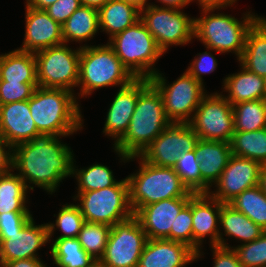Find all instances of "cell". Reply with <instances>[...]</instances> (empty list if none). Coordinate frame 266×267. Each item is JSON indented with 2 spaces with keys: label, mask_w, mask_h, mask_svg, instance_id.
Here are the masks:
<instances>
[{
  "label": "cell",
  "mask_w": 266,
  "mask_h": 267,
  "mask_svg": "<svg viewBox=\"0 0 266 267\" xmlns=\"http://www.w3.org/2000/svg\"><path fill=\"white\" fill-rule=\"evenodd\" d=\"M60 136L39 134L13 148V169L31 191L33 186L55 193L63 179L72 176L74 155ZM60 140V141H59ZM29 183V185H28Z\"/></svg>",
  "instance_id": "6da1fadb"
},
{
  "label": "cell",
  "mask_w": 266,
  "mask_h": 267,
  "mask_svg": "<svg viewBox=\"0 0 266 267\" xmlns=\"http://www.w3.org/2000/svg\"><path fill=\"white\" fill-rule=\"evenodd\" d=\"M172 122L167 118L159 91L147 78H138V100L125 135L114 144L121 160L140 155Z\"/></svg>",
  "instance_id": "7a4b0ae2"
},
{
  "label": "cell",
  "mask_w": 266,
  "mask_h": 267,
  "mask_svg": "<svg viewBox=\"0 0 266 267\" xmlns=\"http://www.w3.org/2000/svg\"><path fill=\"white\" fill-rule=\"evenodd\" d=\"M28 101L40 134L65 137L83 128L80 106L71 91L38 86Z\"/></svg>",
  "instance_id": "3957f363"
},
{
  "label": "cell",
  "mask_w": 266,
  "mask_h": 267,
  "mask_svg": "<svg viewBox=\"0 0 266 267\" xmlns=\"http://www.w3.org/2000/svg\"><path fill=\"white\" fill-rule=\"evenodd\" d=\"M139 158V171L127 178L129 186V201L133 213L139 208L165 199L191 197L194 193L182 182V179L172 167L152 165L139 155L129 157V160Z\"/></svg>",
  "instance_id": "277c9868"
},
{
  "label": "cell",
  "mask_w": 266,
  "mask_h": 267,
  "mask_svg": "<svg viewBox=\"0 0 266 267\" xmlns=\"http://www.w3.org/2000/svg\"><path fill=\"white\" fill-rule=\"evenodd\" d=\"M214 11L202 10L203 16L195 18L194 38L199 39L208 50L232 52L239 60L245 48L247 32L261 16L249 11L239 21L230 14H216Z\"/></svg>",
  "instance_id": "5b68a950"
},
{
  "label": "cell",
  "mask_w": 266,
  "mask_h": 267,
  "mask_svg": "<svg viewBox=\"0 0 266 267\" xmlns=\"http://www.w3.org/2000/svg\"><path fill=\"white\" fill-rule=\"evenodd\" d=\"M79 94L87 97L94 90L108 87H124L136 79L116 56L107 43L98 46H80ZM81 85V86H80Z\"/></svg>",
  "instance_id": "8992f818"
},
{
  "label": "cell",
  "mask_w": 266,
  "mask_h": 267,
  "mask_svg": "<svg viewBox=\"0 0 266 267\" xmlns=\"http://www.w3.org/2000/svg\"><path fill=\"white\" fill-rule=\"evenodd\" d=\"M107 43L135 78L150 79L158 72L154 68L155 62L164 53L141 20L114 35Z\"/></svg>",
  "instance_id": "52a82bcc"
},
{
  "label": "cell",
  "mask_w": 266,
  "mask_h": 267,
  "mask_svg": "<svg viewBox=\"0 0 266 267\" xmlns=\"http://www.w3.org/2000/svg\"><path fill=\"white\" fill-rule=\"evenodd\" d=\"M75 196L74 200L80 202L77 205L86 222L112 227L134 215L129 201L127 178L118 181L114 186L77 193Z\"/></svg>",
  "instance_id": "ba28073f"
},
{
  "label": "cell",
  "mask_w": 266,
  "mask_h": 267,
  "mask_svg": "<svg viewBox=\"0 0 266 267\" xmlns=\"http://www.w3.org/2000/svg\"><path fill=\"white\" fill-rule=\"evenodd\" d=\"M149 81L159 91L165 114L172 123H188L206 95L204 85L187 71L171 84L159 70Z\"/></svg>",
  "instance_id": "9c48e42d"
},
{
  "label": "cell",
  "mask_w": 266,
  "mask_h": 267,
  "mask_svg": "<svg viewBox=\"0 0 266 267\" xmlns=\"http://www.w3.org/2000/svg\"><path fill=\"white\" fill-rule=\"evenodd\" d=\"M81 47L72 50L63 43L35 52L39 87L74 92L79 81Z\"/></svg>",
  "instance_id": "30bf717a"
},
{
  "label": "cell",
  "mask_w": 266,
  "mask_h": 267,
  "mask_svg": "<svg viewBox=\"0 0 266 267\" xmlns=\"http://www.w3.org/2000/svg\"><path fill=\"white\" fill-rule=\"evenodd\" d=\"M140 20L163 53L169 46L184 45L194 38L195 18H190L179 9L150 4L140 11Z\"/></svg>",
  "instance_id": "8fae6325"
},
{
  "label": "cell",
  "mask_w": 266,
  "mask_h": 267,
  "mask_svg": "<svg viewBox=\"0 0 266 267\" xmlns=\"http://www.w3.org/2000/svg\"><path fill=\"white\" fill-rule=\"evenodd\" d=\"M188 124L198 139L230 143L235 132L233 106L224 94H206Z\"/></svg>",
  "instance_id": "7c38bea8"
},
{
  "label": "cell",
  "mask_w": 266,
  "mask_h": 267,
  "mask_svg": "<svg viewBox=\"0 0 266 267\" xmlns=\"http://www.w3.org/2000/svg\"><path fill=\"white\" fill-rule=\"evenodd\" d=\"M138 219L132 217L111 227L105 253L99 260L102 267H137L147 241Z\"/></svg>",
  "instance_id": "4fadbf2b"
},
{
  "label": "cell",
  "mask_w": 266,
  "mask_h": 267,
  "mask_svg": "<svg viewBox=\"0 0 266 267\" xmlns=\"http://www.w3.org/2000/svg\"><path fill=\"white\" fill-rule=\"evenodd\" d=\"M197 141L188 123H171L139 156L152 165L174 168L179 156L193 151Z\"/></svg>",
  "instance_id": "5bb4252c"
},
{
  "label": "cell",
  "mask_w": 266,
  "mask_h": 267,
  "mask_svg": "<svg viewBox=\"0 0 266 267\" xmlns=\"http://www.w3.org/2000/svg\"><path fill=\"white\" fill-rule=\"evenodd\" d=\"M222 204L209 193H194L191 196L193 250L197 253V260L202 256L203 252L200 251L206 236H210V246L229 248L219 226Z\"/></svg>",
  "instance_id": "9a60e30c"
},
{
  "label": "cell",
  "mask_w": 266,
  "mask_h": 267,
  "mask_svg": "<svg viewBox=\"0 0 266 267\" xmlns=\"http://www.w3.org/2000/svg\"><path fill=\"white\" fill-rule=\"evenodd\" d=\"M262 164L258 161L232 155L219 180L215 191L208 193L223 204H228L246 189L259 184Z\"/></svg>",
  "instance_id": "2e32d148"
},
{
  "label": "cell",
  "mask_w": 266,
  "mask_h": 267,
  "mask_svg": "<svg viewBox=\"0 0 266 267\" xmlns=\"http://www.w3.org/2000/svg\"><path fill=\"white\" fill-rule=\"evenodd\" d=\"M49 242L47 224L35 225L32 218L20 231L0 234V266L9 261L39 258L36 251Z\"/></svg>",
  "instance_id": "e0dca14e"
},
{
  "label": "cell",
  "mask_w": 266,
  "mask_h": 267,
  "mask_svg": "<svg viewBox=\"0 0 266 267\" xmlns=\"http://www.w3.org/2000/svg\"><path fill=\"white\" fill-rule=\"evenodd\" d=\"M190 197L165 199L139 208L134 216L146 233L147 239L170 240L171 228Z\"/></svg>",
  "instance_id": "ac0fdd59"
},
{
  "label": "cell",
  "mask_w": 266,
  "mask_h": 267,
  "mask_svg": "<svg viewBox=\"0 0 266 267\" xmlns=\"http://www.w3.org/2000/svg\"><path fill=\"white\" fill-rule=\"evenodd\" d=\"M26 6L25 36L18 50L35 53L64 43L62 26L55 22L45 10Z\"/></svg>",
  "instance_id": "d6986e66"
},
{
  "label": "cell",
  "mask_w": 266,
  "mask_h": 267,
  "mask_svg": "<svg viewBox=\"0 0 266 267\" xmlns=\"http://www.w3.org/2000/svg\"><path fill=\"white\" fill-rule=\"evenodd\" d=\"M39 134L28 100L0 105V136L12 148L31 141Z\"/></svg>",
  "instance_id": "ffe728a7"
},
{
  "label": "cell",
  "mask_w": 266,
  "mask_h": 267,
  "mask_svg": "<svg viewBox=\"0 0 266 267\" xmlns=\"http://www.w3.org/2000/svg\"><path fill=\"white\" fill-rule=\"evenodd\" d=\"M197 253L184 243L167 239H148L137 267H186Z\"/></svg>",
  "instance_id": "44dd1931"
},
{
  "label": "cell",
  "mask_w": 266,
  "mask_h": 267,
  "mask_svg": "<svg viewBox=\"0 0 266 267\" xmlns=\"http://www.w3.org/2000/svg\"><path fill=\"white\" fill-rule=\"evenodd\" d=\"M201 171V193H208L227 166L232 150L230 143L198 139L195 145Z\"/></svg>",
  "instance_id": "7402d4cb"
},
{
  "label": "cell",
  "mask_w": 266,
  "mask_h": 267,
  "mask_svg": "<svg viewBox=\"0 0 266 267\" xmlns=\"http://www.w3.org/2000/svg\"><path fill=\"white\" fill-rule=\"evenodd\" d=\"M138 100V78L121 87L108 109L103 133L116 144L128 130Z\"/></svg>",
  "instance_id": "603a6c76"
},
{
  "label": "cell",
  "mask_w": 266,
  "mask_h": 267,
  "mask_svg": "<svg viewBox=\"0 0 266 267\" xmlns=\"http://www.w3.org/2000/svg\"><path fill=\"white\" fill-rule=\"evenodd\" d=\"M241 71L232 75H228L223 80V89L228 92V96H224L231 105L266 99V78L254 74L242 65Z\"/></svg>",
  "instance_id": "cb8c5ba5"
},
{
  "label": "cell",
  "mask_w": 266,
  "mask_h": 267,
  "mask_svg": "<svg viewBox=\"0 0 266 267\" xmlns=\"http://www.w3.org/2000/svg\"><path fill=\"white\" fill-rule=\"evenodd\" d=\"M248 71L266 78V18L260 17L248 30L245 48L238 60Z\"/></svg>",
  "instance_id": "d4e9b609"
},
{
  "label": "cell",
  "mask_w": 266,
  "mask_h": 267,
  "mask_svg": "<svg viewBox=\"0 0 266 267\" xmlns=\"http://www.w3.org/2000/svg\"><path fill=\"white\" fill-rule=\"evenodd\" d=\"M0 81L38 83L34 53L13 50L0 55Z\"/></svg>",
  "instance_id": "484cf974"
},
{
  "label": "cell",
  "mask_w": 266,
  "mask_h": 267,
  "mask_svg": "<svg viewBox=\"0 0 266 267\" xmlns=\"http://www.w3.org/2000/svg\"><path fill=\"white\" fill-rule=\"evenodd\" d=\"M98 12L99 29L110 35L109 39L140 20V10L125 0H109Z\"/></svg>",
  "instance_id": "4316f807"
},
{
  "label": "cell",
  "mask_w": 266,
  "mask_h": 267,
  "mask_svg": "<svg viewBox=\"0 0 266 267\" xmlns=\"http://www.w3.org/2000/svg\"><path fill=\"white\" fill-rule=\"evenodd\" d=\"M61 28L65 44L69 41L83 43V41L91 40L100 30L98 9L88 6L79 7Z\"/></svg>",
  "instance_id": "83f0119b"
},
{
  "label": "cell",
  "mask_w": 266,
  "mask_h": 267,
  "mask_svg": "<svg viewBox=\"0 0 266 267\" xmlns=\"http://www.w3.org/2000/svg\"><path fill=\"white\" fill-rule=\"evenodd\" d=\"M219 226L223 229L225 236L238 239L243 242L242 244L257 239L265 232L259 225L229 204H222Z\"/></svg>",
  "instance_id": "f1b7e54d"
},
{
  "label": "cell",
  "mask_w": 266,
  "mask_h": 267,
  "mask_svg": "<svg viewBox=\"0 0 266 267\" xmlns=\"http://www.w3.org/2000/svg\"><path fill=\"white\" fill-rule=\"evenodd\" d=\"M0 175V214L9 212H30L26 206L28 188L16 173Z\"/></svg>",
  "instance_id": "f546056e"
},
{
  "label": "cell",
  "mask_w": 266,
  "mask_h": 267,
  "mask_svg": "<svg viewBox=\"0 0 266 267\" xmlns=\"http://www.w3.org/2000/svg\"><path fill=\"white\" fill-rule=\"evenodd\" d=\"M50 249L53 264L58 267H90L96 262L77 238L55 239Z\"/></svg>",
  "instance_id": "4dcf8cb0"
},
{
  "label": "cell",
  "mask_w": 266,
  "mask_h": 267,
  "mask_svg": "<svg viewBox=\"0 0 266 267\" xmlns=\"http://www.w3.org/2000/svg\"><path fill=\"white\" fill-rule=\"evenodd\" d=\"M230 146L232 155L266 164V128L252 132H234Z\"/></svg>",
  "instance_id": "1f68e13d"
},
{
  "label": "cell",
  "mask_w": 266,
  "mask_h": 267,
  "mask_svg": "<svg viewBox=\"0 0 266 267\" xmlns=\"http://www.w3.org/2000/svg\"><path fill=\"white\" fill-rule=\"evenodd\" d=\"M232 106L235 132H252L266 128V99L240 102Z\"/></svg>",
  "instance_id": "d6a6232c"
},
{
  "label": "cell",
  "mask_w": 266,
  "mask_h": 267,
  "mask_svg": "<svg viewBox=\"0 0 266 267\" xmlns=\"http://www.w3.org/2000/svg\"><path fill=\"white\" fill-rule=\"evenodd\" d=\"M228 204L266 231V195L259 185L246 189Z\"/></svg>",
  "instance_id": "836d02e7"
},
{
  "label": "cell",
  "mask_w": 266,
  "mask_h": 267,
  "mask_svg": "<svg viewBox=\"0 0 266 267\" xmlns=\"http://www.w3.org/2000/svg\"><path fill=\"white\" fill-rule=\"evenodd\" d=\"M72 176H75L78 182L77 193L101 190L114 186L118 182L109 167L98 163L87 168L76 169L73 161Z\"/></svg>",
  "instance_id": "e575fe53"
},
{
  "label": "cell",
  "mask_w": 266,
  "mask_h": 267,
  "mask_svg": "<svg viewBox=\"0 0 266 267\" xmlns=\"http://www.w3.org/2000/svg\"><path fill=\"white\" fill-rule=\"evenodd\" d=\"M111 226L100 223L84 222L77 236L82 248L96 261H99L106 249Z\"/></svg>",
  "instance_id": "d590c367"
},
{
  "label": "cell",
  "mask_w": 266,
  "mask_h": 267,
  "mask_svg": "<svg viewBox=\"0 0 266 267\" xmlns=\"http://www.w3.org/2000/svg\"><path fill=\"white\" fill-rule=\"evenodd\" d=\"M85 222L81 210L77 204H65L59 210L55 224L46 223L49 233V241L53 236L54 231L58 228L62 232L61 238H77L83 223Z\"/></svg>",
  "instance_id": "8d00e7d4"
},
{
  "label": "cell",
  "mask_w": 266,
  "mask_h": 267,
  "mask_svg": "<svg viewBox=\"0 0 266 267\" xmlns=\"http://www.w3.org/2000/svg\"><path fill=\"white\" fill-rule=\"evenodd\" d=\"M174 169L191 192L201 193L200 163L195 149L182 153Z\"/></svg>",
  "instance_id": "74e56055"
},
{
  "label": "cell",
  "mask_w": 266,
  "mask_h": 267,
  "mask_svg": "<svg viewBox=\"0 0 266 267\" xmlns=\"http://www.w3.org/2000/svg\"><path fill=\"white\" fill-rule=\"evenodd\" d=\"M229 248L234 249L243 267H266V231L251 242Z\"/></svg>",
  "instance_id": "f35d334b"
},
{
  "label": "cell",
  "mask_w": 266,
  "mask_h": 267,
  "mask_svg": "<svg viewBox=\"0 0 266 267\" xmlns=\"http://www.w3.org/2000/svg\"><path fill=\"white\" fill-rule=\"evenodd\" d=\"M193 218L191 214V197L188 204L180 211L170 231V240L184 243L193 249Z\"/></svg>",
  "instance_id": "ab89813d"
},
{
  "label": "cell",
  "mask_w": 266,
  "mask_h": 267,
  "mask_svg": "<svg viewBox=\"0 0 266 267\" xmlns=\"http://www.w3.org/2000/svg\"><path fill=\"white\" fill-rule=\"evenodd\" d=\"M38 83L0 81V105L28 100Z\"/></svg>",
  "instance_id": "60d3db41"
},
{
  "label": "cell",
  "mask_w": 266,
  "mask_h": 267,
  "mask_svg": "<svg viewBox=\"0 0 266 267\" xmlns=\"http://www.w3.org/2000/svg\"><path fill=\"white\" fill-rule=\"evenodd\" d=\"M197 56L198 57H194V60L191 62L190 66H188L186 71L197 81L204 84L202 74L206 75L214 72L218 63L211 52L205 51L203 53H199Z\"/></svg>",
  "instance_id": "b9f144b4"
},
{
  "label": "cell",
  "mask_w": 266,
  "mask_h": 267,
  "mask_svg": "<svg viewBox=\"0 0 266 267\" xmlns=\"http://www.w3.org/2000/svg\"><path fill=\"white\" fill-rule=\"evenodd\" d=\"M32 218L31 212L0 214V234H13L20 231Z\"/></svg>",
  "instance_id": "7bdbcfd3"
},
{
  "label": "cell",
  "mask_w": 266,
  "mask_h": 267,
  "mask_svg": "<svg viewBox=\"0 0 266 267\" xmlns=\"http://www.w3.org/2000/svg\"><path fill=\"white\" fill-rule=\"evenodd\" d=\"M81 6L80 0H58L46 8L45 11L55 22L62 26Z\"/></svg>",
  "instance_id": "ee69618b"
},
{
  "label": "cell",
  "mask_w": 266,
  "mask_h": 267,
  "mask_svg": "<svg viewBox=\"0 0 266 267\" xmlns=\"http://www.w3.org/2000/svg\"><path fill=\"white\" fill-rule=\"evenodd\" d=\"M213 267H243L234 249L221 246H211Z\"/></svg>",
  "instance_id": "f6af8a7d"
},
{
  "label": "cell",
  "mask_w": 266,
  "mask_h": 267,
  "mask_svg": "<svg viewBox=\"0 0 266 267\" xmlns=\"http://www.w3.org/2000/svg\"><path fill=\"white\" fill-rule=\"evenodd\" d=\"M9 171L14 172L13 148L0 136V175Z\"/></svg>",
  "instance_id": "bcb514c9"
},
{
  "label": "cell",
  "mask_w": 266,
  "mask_h": 267,
  "mask_svg": "<svg viewBox=\"0 0 266 267\" xmlns=\"http://www.w3.org/2000/svg\"><path fill=\"white\" fill-rule=\"evenodd\" d=\"M2 267H46L40 258H28L5 262Z\"/></svg>",
  "instance_id": "7dc6e473"
},
{
  "label": "cell",
  "mask_w": 266,
  "mask_h": 267,
  "mask_svg": "<svg viewBox=\"0 0 266 267\" xmlns=\"http://www.w3.org/2000/svg\"><path fill=\"white\" fill-rule=\"evenodd\" d=\"M202 10H220L232 6L237 0H197Z\"/></svg>",
  "instance_id": "c3c4849f"
},
{
  "label": "cell",
  "mask_w": 266,
  "mask_h": 267,
  "mask_svg": "<svg viewBox=\"0 0 266 267\" xmlns=\"http://www.w3.org/2000/svg\"><path fill=\"white\" fill-rule=\"evenodd\" d=\"M163 4L165 8H175L181 10V8L188 5L193 0H158Z\"/></svg>",
  "instance_id": "681fc988"
},
{
  "label": "cell",
  "mask_w": 266,
  "mask_h": 267,
  "mask_svg": "<svg viewBox=\"0 0 266 267\" xmlns=\"http://www.w3.org/2000/svg\"><path fill=\"white\" fill-rule=\"evenodd\" d=\"M58 0H26V5L35 9L45 10Z\"/></svg>",
  "instance_id": "f907efd6"
},
{
  "label": "cell",
  "mask_w": 266,
  "mask_h": 267,
  "mask_svg": "<svg viewBox=\"0 0 266 267\" xmlns=\"http://www.w3.org/2000/svg\"><path fill=\"white\" fill-rule=\"evenodd\" d=\"M109 0H80L82 6H88L95 9H100L103 7Z\"/></svg>",
  "instance_id": "816d5d0a"
},
{
  "label": "cell",
  "mask_w": 266,
  "mask_h": 267,
  "mask_svg": "<svg viewBox=\"0 0 266 267\" xmlns=\"http://www.w3.org/2000/svg\"><path fill=\"white\" fill-rule=\"evenodd\" d=\"M258 185L266 195V164L261 166Z\"/></svg>",
  "instance_id": "f5cc1de1"
},
{
  "label": "cell",
  "mask_w": 266,
  "mask_h": 267,
  "mask_svg": "<svg viewBox=\"0 0 266 267\" xmlns=\"http://www.w3.org/2000/svg\"><path fill=\"white\" fill-rule=\"evenodd\" d=\"M128 4H131L133 6H135L137 9H139L140 11L145 9L148 5H150V3L148 4L147 0H125Z\"/></svg>",
  "instance_id": "db71d44e"
},
{
  "label": "cell",
  "mask_w": 266,
  "mask_h": 267,
  "mask_svg": "<svg viewBox=\"0 0 266 267\" xmlns=\"http://www.w3.org/2000/svg\"><path fill=\"white\" fill-rule=\"evenodd\" d=\"M90 267H102L99 261H96L92 266Z\"/></svg>",
  "instance_id": "11a10c76"
}]
</instances>
